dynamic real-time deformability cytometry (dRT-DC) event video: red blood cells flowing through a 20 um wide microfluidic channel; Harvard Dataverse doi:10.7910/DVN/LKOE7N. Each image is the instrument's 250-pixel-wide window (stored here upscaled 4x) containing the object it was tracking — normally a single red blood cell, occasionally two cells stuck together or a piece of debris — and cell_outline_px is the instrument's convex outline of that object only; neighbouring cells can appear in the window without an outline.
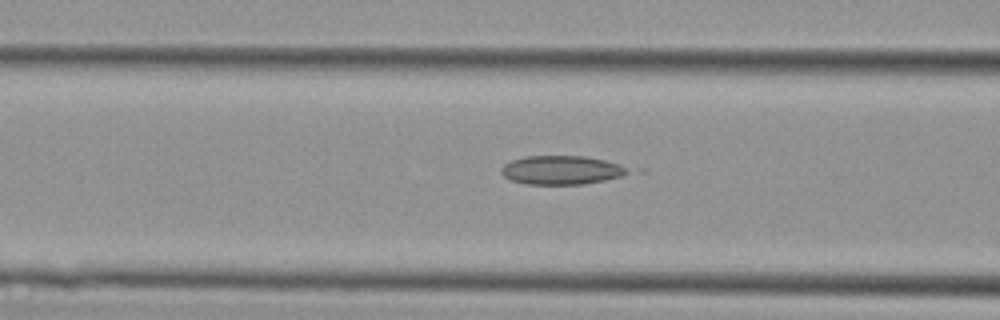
{"species": "Egyptian fruit bat (a non-hibernating species)", "species_latin": "Rousettus aegyptiacus", "temperature_condition": "cold", "stored_images_in_passage": 13, "camera_frame_rate_fps": 3000, "um_per_image_px": 0.085, "animal": {"sex": "female"}, "frame": {"image": 1, "passage_image": 11, "time_ms": 3.333, "image_size_px": [1000, 320], "cell_outline_px": [[628, 172], [620, 176], [604, 180], [584, 184], [528, 184], [512, 180], [504, 176], [500, 172], [500, 168], [504, 164], [512, 160], [524, 156], [584, 156], [604, 160], [620, 164], [628, 168]], "centroid_in_image_um": [47.69, 14.45], "position_along_channel_um": 118.9, "area_um2": 21.1}}